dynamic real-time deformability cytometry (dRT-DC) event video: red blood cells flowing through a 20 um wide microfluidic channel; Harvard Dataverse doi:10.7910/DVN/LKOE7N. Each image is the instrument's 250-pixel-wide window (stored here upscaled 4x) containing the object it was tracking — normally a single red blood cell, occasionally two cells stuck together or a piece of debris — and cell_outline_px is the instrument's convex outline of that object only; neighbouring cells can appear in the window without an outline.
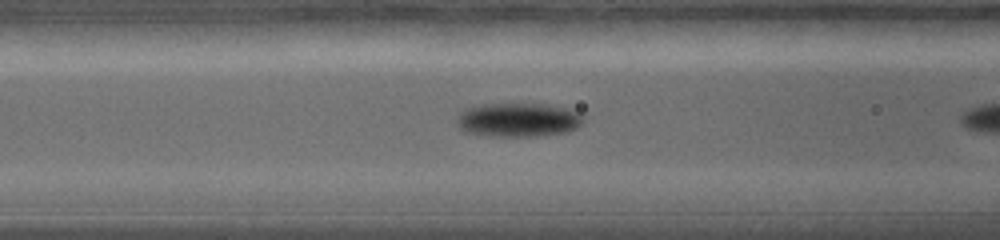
{"species": "common noctule bat (a hibernating species)", "species_latin": "Nyctalus noctula", "temperature_condition": "warm", "stored_images_in_passage": 6, "camera_frame_rate_fps": 5000, "um_per_image_px": 0.085, "animal": {"sex": "female", "body_mass_g": 19.0, "forearm_length_mm": 56.7}, "frame": {"image": 1, "passage_image": 5, "time_ms": 1.6, "image_size_px": [1000, 240], "cell_outline_px": [[584, 120], [576, 128], [568, 132], [536, 136], [488, 136], [464, 132], [456, 124], [456, 116], [464, 108], [480, 104], [548, 104], [572, 108], [580, 112], [584, 116]], "centroid_in_image_um": [44.05, 10.18], "position_along_channel_um": 122.6, "area_um2": 25.61}}